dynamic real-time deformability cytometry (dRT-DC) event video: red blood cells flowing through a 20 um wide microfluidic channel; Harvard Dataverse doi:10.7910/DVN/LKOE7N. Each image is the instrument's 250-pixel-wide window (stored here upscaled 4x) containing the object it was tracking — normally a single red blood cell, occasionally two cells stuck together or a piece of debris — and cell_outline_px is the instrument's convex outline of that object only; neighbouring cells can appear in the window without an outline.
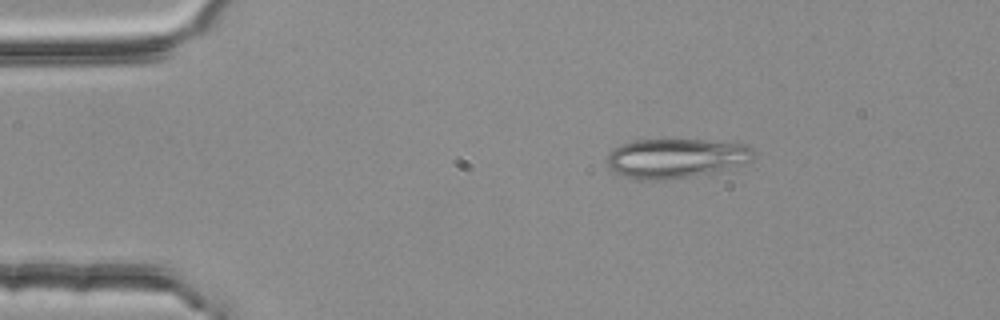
{"species": "common noctule bat (a hibernating species)", "species_latin": "Nyctalus noctula", "temperature_condition": "room temperature", "stored_images_in_passage": 47, "camera_frame_rate_fps": 3000, "um_per_image_px": 0.085, "animal": {"sex": "female", "body_mass_g": 25.1}, "frame": {"image": 1, "passage_image": 2, "time_ms": 0.333, "image_size_px": [1000, 320], "cell_outline_px": [[756, 156], [752, 160], [744, 164], [708, 172], [688, 176], [664, 180], [636, 180], [624, 176], [616, 172], [608, 164], [608, 156], [620, 144], [636, 140], [704, 140], [740, 144], [752, 148], [756, 152]], "centroid_in_image_um": [57.46, 13.45], "position_along_channel_um": 27.5, "area_um2": 33.12}}
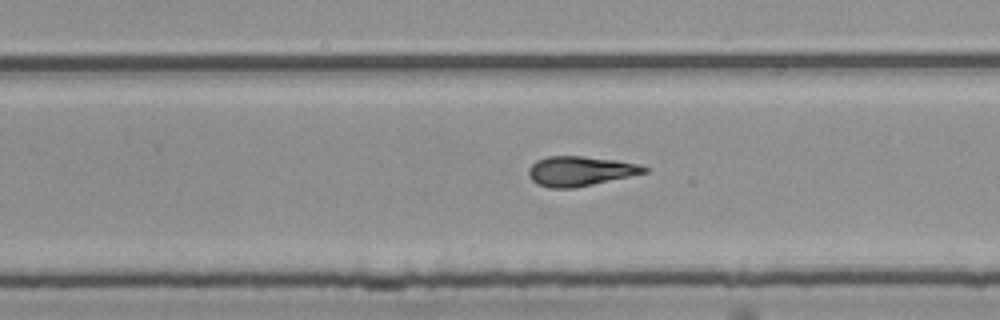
{"frame": {"image": 2, "passage_image": 27, "time_ms": 8.667, "image_size_px": [1000, 320], "cell_outline_px": [[648, 172], [576, 188], [548, 188], [536, 184], [528, 176], [528, 168], [536, 160], [548, 156], [580, 156], [616, 160], [640, 164], [648, 168]], "centroid_in_image_um": [49.29, 14.55], "position_along_channel_um": 280.5, "area_um2": 20.17}}
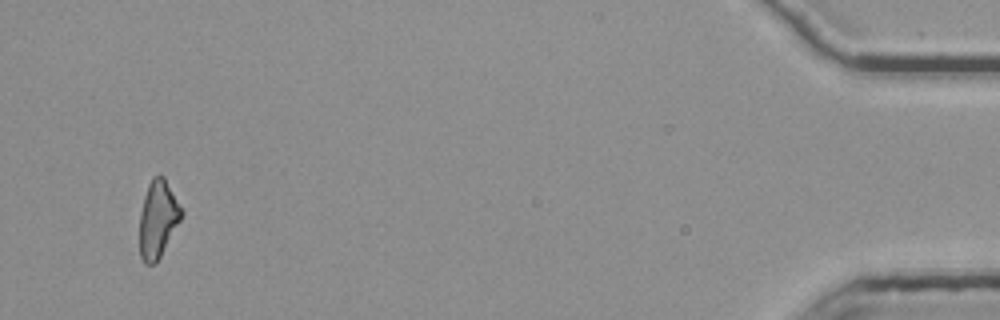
{"frame": {"image": 3, "passage_image": 45, "time_ms": 14.667, "image_size_px": [1000, 320], "cell_outline_px": [[184, 212], [180, 220], [156, 264], [144, 264], [140, 256], [140, 212], [144, 196], [148, 184], [152, 176], [164, 176]], "centroid_in_image_um": [13.41, 18.62], "position_along_channel_um": 421.8, "area_um2": 18.73}, "authors_computed_cell_mechanics": {"area_um2": 20.1722, "velocity_mm_per_s": 3.7812, "shape_relaxation_time_tau1_ms": null, "shape_relaxation_time_tau2_ms": 2.9118, "deformation_change_tau1": null, "deformation_change_tau2": 0.1204}}